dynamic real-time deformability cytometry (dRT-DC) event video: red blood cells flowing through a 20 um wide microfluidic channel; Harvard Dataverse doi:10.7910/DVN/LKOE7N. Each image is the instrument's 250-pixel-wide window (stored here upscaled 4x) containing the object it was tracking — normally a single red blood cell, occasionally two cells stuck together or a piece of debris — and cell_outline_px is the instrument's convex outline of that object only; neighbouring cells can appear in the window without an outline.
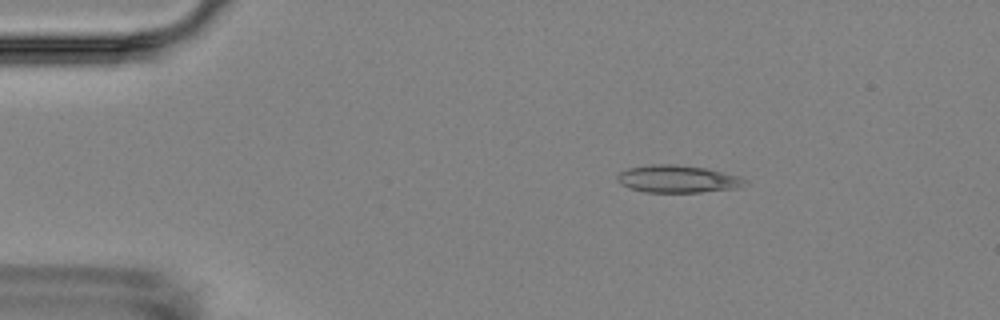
{"species": "Egyptian fruit bat (a non-hibernating species)", "species_latin": "Rousettus aegyptiacus", "temperature_condition": "room temperature", "stored_images_in_passage": 3, "camera_frame_rate_fps": 3000, "um_per_image_px": 0.085, "animal": {"sex": "female"}, "frame": {"image": 1, "passage_image": 1, "time_ms": 0.0, "image_size_px": [1000, 320], "cell_outline_px": [[748, 184], [736, 188], [700, 192], [644, 192], [628, 188], [620, 184], [616, 180], [616, 176], [620, 172], [628, 168], [648, 164], [676, 164], [708, 168], [740, 176], [748, 180]], "centroid_in_image_um": [57.6, 15.2], "position_along_channel_um": 27.4, "area_um2": 20.75}}